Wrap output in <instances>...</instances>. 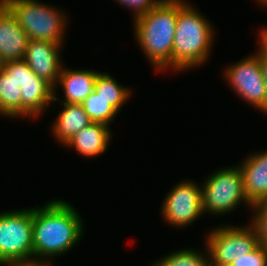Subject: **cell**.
I'll return each instance as SVG.
<instances>
[{
  "label": "cell",
  "instance_id": "cell-20",
  "mask_svg": "<svg viewBox=\"0 0 267 266\" xmlns=\"http://www.w3.org/2000/svg\"><path fill=\"white\" fill-rule=\"evenodd\" d=\"M151 266H210L208 252L199 253L195 249H181L159 259Z\"/></svg>",
  "mask_w": 267,
  "mask_h": 266
},
{
  "label": "cell",
  "instance_id": "cell-3",
  "mask_svg": "<svg viewBox=\"0 0 267 266\" xmlns=\"http://www.w3.org/2000/svg\"><path fill=\"white\" fill-rule=\"evenodd\" d=\"M178 0V16L173 42L172 69L186 71L208 60L214 29L194 6Z\"/></svg>",
  "mask_w": 267,
  "mask_h": 266
},
{
  "label": "cell",
  "instance_id": "cell-11",
  "mask_svg": "<svg viewBox=\"0 0 267 266\" xmlns=\"http://www.w3.org/2000/svg\"><path fill=\"white\" fill-rule=\"evenodd\" d=\"M28 35L21 28L16 17L6 7L0 13V61L24 59L28 45Z\"/></svg>",
  "mask_w": 267,
  "mask_h": 266
},
{
  "label": "cell",
  "instance_id": "cell-17",
  "mask_svg": "<svg viewBox=\"0 0 267 266\" xmlns=\"http://www.w3.org/2000/svg\"><path fill=\"white\" fill-rule=\"evenodd\" d=\"M0 114L7 118L22 116L21 88L2 67H0Z\"/></svg>",
  "mask_w": 267,
  "mask_h": 266
},
{
  "label": "cell",
  "instance_id": "cell-10",
  "mask_svg": "<svg viewBox=\"0 0 267 266\" xmlns=\"http://www.w3.org/2000/svg\"><path fill=\"white\" fill-rule=\"evenodd\" d=\"M62 45L46 40L29 39L23 59L36 75L54 88L53 101L59 100L56 96V88L63 67L59 52Z\"/></svg>",
  "mask_w": 267,
  "mask_h": 266
},
{
  "label": "cell",
  "instance_id": "cell-24",
  "mask_svg": "<svg viewBox=\"0 0 267 266\" xmlns=\"http://www.w3.org/2000/svg\"><path fill=\"white\" fill-rule=\"evenodd\" d=\"M125 8L128 7L133 11V18L140 16L141 14L147 13L153 7L157 6L162 0H114Z\"/></svg>",
  "mask_w": 267,
  "mask_h": 266
},
{
  "label": "cell",
  "instance_id": "cell-23",
  "mask_svg": "<svg viewBox=\"0 0 267 266\" xmlns=\"http://www.w3.org/2000/svg\"><path fill=\"white\" fill-rule=\"evenodd\" d=\"M230 266H267V250L259 244L253 251L233 261Z\"/></svg>",
  "mask_w": 267,
  "mask_h": 266
},
{
  "label": "cell",
  "instance_id": "cell-27",
  "mask_svg": "<svg viewBox=\"0 0 267 266\" xmlns=\"http://www.w3.org/2000/svg\"><path fill=\"white\" fill-rule=\"evenodd\" d=\"M259 40V47L267 54V27H263V29L260 30L258 41Z\"/></svg>",
  "mask_w": 267,
  "mask_h": 266
},
{
  "label": "cell",
  "instance_id": "cell-26",
  "mask_svg": "<svg viewBox=\"0 0 267 266\" xmlns=\"http://www.w3.org/2000/svg\"><path fill=\"white\" fill-rule=\"evenodd\" d=\"M259 62L263 74L264 82L267 86V54L259 47Z\"/></svg>",
  "mask_w": 267,
  "mask_h": 266
},
{
  "label": "cell",
  "instance_id": "cell-2",
  "mask_svg": "<svg viewBox=\"0 0 267 266\" xmlns=\"http://www.w3.org/2000/svg\"><path fill=\"white\" fill-rule=\"evenodd\" d=\"M178 16V0H162L147 13L134 18L135 37L144 55L159 71L171 68Z\"/></svg>",
  "mask_w": 267,
  "mask_h": 266
},
{
  "label": "cell",
  "instance_id": "cell-14",
  "mask_svg": "<svg viewBox=\"0 0 267 266\" xmlns=\"http://www.w3.org/2000/svg\"><path fill=\"white\" fill-rule=\"evenodd\" d=\"M98 71L87 69H65L62 67L57 85L63 87L64 102L68 104H82L94 91V84Z\"/></svg>",
  "mask_w": 267,
  "mask_h": 266
},
{
  "label": "cell",
  "instance_id": "cell-12",
  "mask_svg": "<svg viewBox=\"0 0 267 266\" xmlns=\"http://www.w3.org/2000/svg\"><path fill=\"white\" fill-rule=\"evenodd\" d=\"M238 167L242 173L247 200L254 205L267 199V151L248 155Z\"/></svg>",
  "mask_w": 267,
  "mask_h": 266
},
{
  "label": "cell",
  "instance_id": "cell-5",
  "mask_svg": "<svg viewBox=\"0 0 267 266\" xmlns=\"http://www.w3.org/2000/svg\"><path fill=\"white\" fill-rule=\"evenodd\" d=\"M232 167L216 170L208 175L209 178L201 186L203 213L221 216L235 210L243 202L252 208L243 189L240 168L237 165Z\"/></svg>",
  "mask_w": 267,
  "mask_h": 266
},
{
  "label": "cell",
  "instance_id": "cell-18",
  "mask_svg": "<svg viewBox=\"0 0 267 266\" xmlns=\"http://www.w3.org/2000/svg\"><path fill=\"white\" fill-rule=\"evenodd\" d=\"M94 91L103 97L118 112L131 97V90L120 85L114 77L105 72H99L94 84Z\"/></svg>",
  "mask_w": 267,
  "mask_h": 266
},
{
  "label": "cell",
  "instance_id": "cell-22",
  "mask_svg": "<svg viewBox=\"0 0 267 266\" xmlns=\"http://www.w3.org/2000/svg\"><path fill=\"white\" fill-rule=\"evenodd\" d=\"M251 209H255L251 223L257 231L259 244L267 250V199L256 202Z\"/></svg>",
  "mask_w": 267,
  "mask_h": 266
},
{
  "label": "cell",
  "instance_id": "cell-6",
  "mask_svg": "<svg viewBox=\"0 0 267 266\" xmlns=\"http://www.w3.org/2000/svg\"><path fill=\"white\" fill-rule=\"evenodd\" d=\"M33 259V208L0 213V264Z\"/></svg>",
  "mask_w": 267,
  "mask_h": 266
},
{
  "label": "cell",
  "instance_id": "cell-19",
  "mask_svg": "<svg viewBox=\"0 0 267 266\" xmlns=\"http://www.w3.org/2000/svg\"><path fill=\"white\" fill-rule=\"evenodd\" d=\"M92 122L103 123L109 126L118 111L106 99L93 91L81 104Z\"/></svg>",
  "mask_w": 267,
  "mask_h": 266
},
{
  "label": "cell",
  "instance_id": "cell-28",
  "mask_svg": "<svg viewBox=\"0 0 267 266\" xmlns=\"http://www.w3.org/2000/svg\"><path fill=\"white\" fill-rule=\"evenodd\" d=\"M6 8L5 0H0V13Z\"/></svg>",
  "mask_w": 267,
  "mask_h": 266
},
{
  "label": "cell",
  "instance_id": "cell-21",
  "mask_svg": "<svg viewBox=\"0 0 267 266\" xmlns=\"http://www.w3.org/2000/svg\"><path fill=\"white\" fill-rule=\"evenodd\" d=\"M9 76H12L18 87H23L28 81H45L36 75L29 65L22 60L8 61L1 66Z\"/></svg>",
  "mask_w": 267,
  "mask_h": 266
},
{
  "label": "cell",
  "instance_id": "cell-4",
  "mask_svg": "<svg viewBox=\"0 0 267 266\" xmlns=\"http://www.w3.org/2000/svg\"><path fill=\"white\" fill-rule=\"evenodd\" d=\"M5 2L29 39L62 44L68 17L61 10L37 0H5Z\"/></svg>",
  "mask_w": 267,
  "mask_h": 266
},
{
  "label": "cell",
  "instance_id": "cell-16",
  "mask_svg": "<svg viewBox=\"0 0 267 266\" xmlns=\"http://www.w3.org/2000/svg\"><path fill=\"white\" fill-rule=\"evenodd\" d=\"M22 117L42 116L54 100V88L46 81H28L21 87Z\"/></svg>",
  "mask_w": 267,
  "mask_h": 266
},
{
  "label": "cell",
  "instance_id": "cell-13",
  "mask_svg": "<svg viewBox=\"0 0 267 266\" xmlns=\"http://www.w3.org/2000/svg\"><path fill=\"white\" fill-rule=\"evenodd\" d=\"M110 127L103 123L92 122L77 132L65 146L73 147L77 153L85 157H98L103 154L112 137Z\"/></svg>",
  "mask_w": 267,
  "mask_h": 266
},
{
  "label": "cell",
  "instance_id": "cell-8",
  "mask_svg": "<svg viewBox=\"0 0 267 266\" xmlns=\"http://www.w3.org/2000/svg\"><path fill=\"white\" fill-rule=\"evenodd\" d=\"M224 75L235 93L267 114V86L263 79L258 53L227 66ZM226 71V72H225Z\"/></svg>",
  "mask_w": 267,
  "mask_h": 266
},
{
  "label": "cell",
  "instance_id": "cell-1",
  "mask_svg": "<svg viewBox=\"0 0 267 266\" xmlns=\"http://www.w3.org/2000/svg\"><path fill=\"white\" fill-rule=\"evenodd\" d=\"M80 216L65 200L33 207V258L48 261L73 249L84 234Z\"/></svg>",
  "mask_w": 267,
  "mask_h": 266
},
{
  "label": "cell",
  "instance_id": "cell-29",
  "mask_svg": "<svg viewBox=\"0 0 267 266\" xmlns=\"http://www.w3.org/2000/svg\"><path fill=\"white\" fill-rule=\"evenodd\" d=\"M259 4H262V6H267V0H258Z\"/></svg>",
  "mask_w": 267,
  "mask_h": 266
},
{
  "label": "cell",
  "instance_id": "cell-7",
  "mask_svg": "<svg viewBox=\"0 0 267 266\" xmlns=\"http://www.w3.org/2000/svg\"><path fill=\"white\" fill-rule=\"evenodd\" d=\"M206 238L210 266H230L259 245L258 234L252 223L236 227L221 226L210 231Z\"/></svg>",
  "mask_w": 267,
  "mask_h": 266
},
{
  "label": "cell",
  "instance_id": "cell-25",
  "mask_svg": "<svg viewBox=\"0 0 267 266\" xmlns=\"http://www.w3.org/2000/svg\"><path fill=\"white\" fill-rule=\"evenodd\" d=\"M3 266H51L49 261H43L39 259L19 260V261H8L1 263Z\"/></svg>",
  "mask_w": 267,
  "mask_h": 266
},
{
  "label": "cell",
  "instance_id": "cell-9",
  "mask_svg": "<svg viewBox=\"0 0 267 266\" xmlns=\"http://www.w3.org/2000/svg\"><path fill=\"white\" fill-rule=\"evenodd\" d=\"M165 197L161 213L170 225L185 227L203 214L201 187L193 181L179 182Z\"/></svg>",
  "mask_w": 267,
  "mask_h": 266
},
{
  "label": "cell",
  "instance_id": "cell-15",
  "mask_svg": "<svg viewBox=\"0 0 267 266\" xmlns=\"http://www.w3.org/2000/svg\"><path fill=\"white\" fill-rule=\"evenodd\" d=\"M61 110L53 123L54 138L65 145L77 132L88 126L92 121L81 104L63 103Z\"/></svg>",
  "mask_w": 267,
  "mask_h": 266
}]
</instances>
